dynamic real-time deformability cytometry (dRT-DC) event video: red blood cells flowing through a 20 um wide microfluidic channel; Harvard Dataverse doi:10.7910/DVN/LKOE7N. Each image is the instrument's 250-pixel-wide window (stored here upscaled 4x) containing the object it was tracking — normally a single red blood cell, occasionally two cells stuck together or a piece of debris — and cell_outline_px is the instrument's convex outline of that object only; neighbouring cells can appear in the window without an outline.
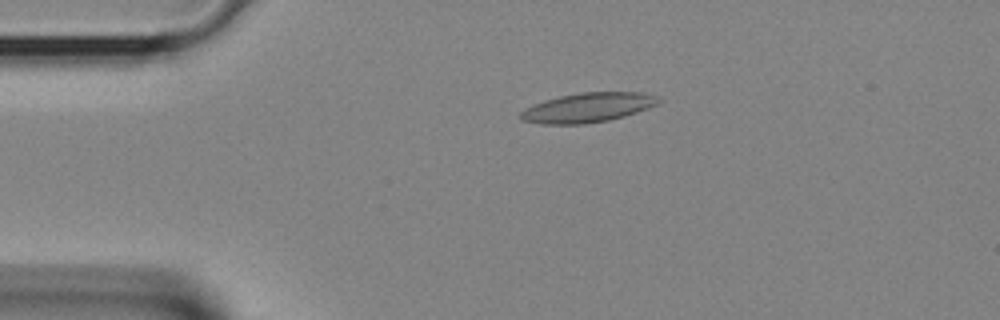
{"species": "Egyptian fruit bat (a non-hibernating species)", "species_latin": "Rousettus aegyptiacus", "temperature_condition": "room temperature", "stored_images_in_passage": 32, "camera_frame_rate_fps": 3000, "um_per_image_px": 0.085, "animal": {"sex": "female"}, "frame": {"image": 1, "passage_image": 1, "time_ms": 0.0, "image_size_px": [1000, 320], "cell_outline_px": [[660, 100], [656, 104], [648, 108], [624, 116], [608, 120], [584, 124], [540, 124], [520, 120], [520, 112], [524, 108], [544, 100], [560, 96], [580, 92], [640, 92], [656, 96]], "centroid_in_image_um": [49.91, 9.15], "position_along_channel_um": 35.1, "area_um2": 23.64}}
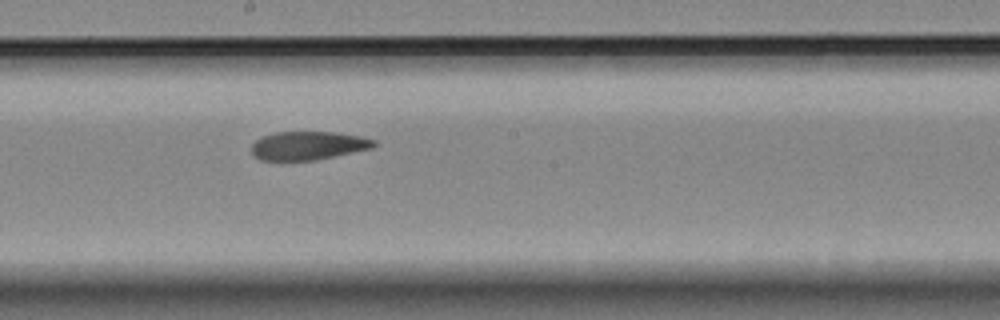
{"frame": {"image": 2, "passage_image": 14, "time_ms": 4.333, "image_size_px": [1000, 320], "cell_outline_px": [[376, 144], [372, 148], [316, 160], [260, 160], [252, 156], [252, 144], [256, 140], [264, 136], [276, 132], [336, 132], [360, 136], [376, 140]], "centroid_in_image_um": [26.19, 12.38], "position_along_channel_um": 222.0, "area_um2": 20.29}}
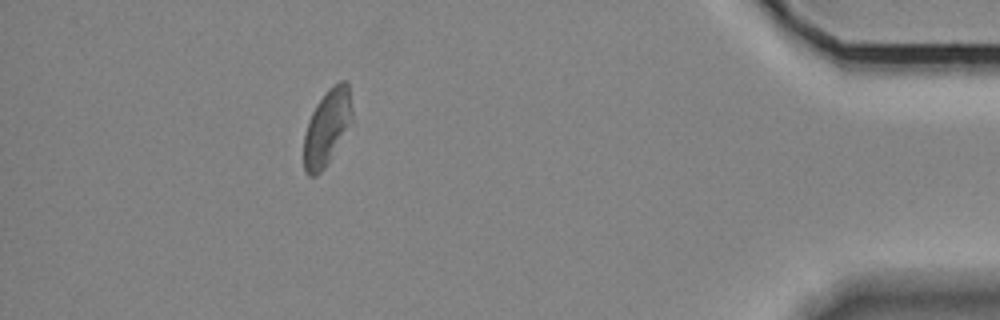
{"frame": {"image": 3, "passage_image": 28, "time_ms": 9.0, "image_size_px": [1000, 320], "cell_outline_px": [[352, 116], [324, 168], [316, 176], [308, 176], [304, 172], [304, 136], [308, 120], [316, 104], [328, 88], [340, 80], [348, 80], [352, 108]], "centroid_in_image_um": [27.76, 10.77], "position_along_channel_um": 407.4, "area_um2": 20.75}}